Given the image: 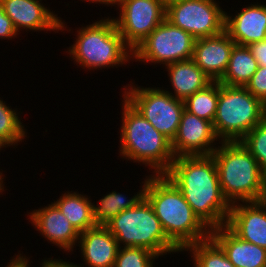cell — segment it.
Listing matches in <instances>:
<instances>
[{
  "label": "cell",
  "instance_id": "obj_1",
  "mask_svg": "<svg viewBox=\"0 0 266 267\" xmlns=\"http://www.w3.org/2000/svg\"><path fill=\"white\" fill-rule=\"evenodd\" d=\"M165 175L210 230L226 225L231 204L222 193L212 155L175 157Z\"/></svg>",
  "mask_w": 266,
  "mask_h": 267
},
{
  "label": "cell",
  "instance_id": "obj_2",
  "mask_svg": "<svg viewBox=\"0 0 266 267\" xmlns=\"http://www.w3.org/2000/svg\"><path fill=\"white\" fill-rule=\"evenodd\" d=\"M144 197L160 220L166 236L183 252L210 237V229L193 212L182 192L165 175L148 178Z\"/></svg>",
  "mask_w": 266,
  "mask_h": 267
},
{
  "label": "cell",
  "instance_id": "obj_3",
  "mask_svg": "<svg viewBox=\"0 0 266 267\" xmlns=\"http://www.w3.org/2000/svg\"><path fill=\"white\" fill-rule=\"evenodd\" d=\"M212 153L222 193L232 205L266 199L265 173L241 141H221Z\"/></svg>",
  "mask_w": 266,
  "mask_h": 267
},
{
  "label": "cell",
  "instance_id": "obj_4",
  "mask_svg": "<svg viewBox=\"0 0 266 267\" xmlns=\"http://www.w3.org/2000/svg\"><path fill=\"white\" fill-rule=\"evenodd\" d=\"M119 155L122 159L149 166L153 175L165 174L175 155L171 141L155 129L124 98L122 100Z\"/></svg>",
  "mask_w": 266,
  "mask_h": 267
},
{
  "label": "cell",
  "instance_id": "obj_5",
  "mask_svg": "<svg viewBox=\"0 0 266 267\" xmlns=\"http://www.w3.org/2000/svg\"><path fill=\"white\" fill-rule=\"evenodd\" d=\"M104 18L79 27L76 41L66 51L82 69L118 68L133 59V50L124 42L113 18Z\"/></svg>",
  "mask_w": 266,
  "mask_h": 267
},
{
  "label": "cell",
  "instance_id": "obj_6",
  "mask_svg": "<svg viewBox=\"0 0 266 267\" xmlns=\"http://www.w3.org/2000/svg\"><path fill=\"white\" fill-rule=\"evenodd\" d=\"M119 247H142L158 256L182 252L167 236L148 200L143 197L105 225ZM123 245V246H121Z\"/></svg>",
  "mask_w": 266,
  "mask_h": 267
},
{
  "label": "cell",
  "instance_id": "obj_7",
  "mask_svg": "<svg viewBox=\"0 0 266 267\" xmlns=\"http://www.w3.org/2000/svg\"><path fill=\"white\" fill-rule=\"evenodd\" d=\"M266 117V105L245 87L220 83L213 127L221 141H240Z\"/></svg>",
  "mask_w": 266,
  "mask_h": 267
},
{
  "label": "cell",
  "instance_id": "obj_8",
  "mask_svg": "<svg viewBox=\"0 0 266 267\" xmlns=\"http://www.w3.org/2000/svg\"><path fill=\"white\" fill-rule=\"evenodd\" d=\"M130 83L132 85L123 86L122 98L172 142L178 131L184 101L176 99L161 87L145 88Z\"/></svg>",
  "mask_w": 266,
  "mask_h": 267
},
{
  "label": "cell",
  "instance_id": "obj_9",
  "mask_svg": "<svg viewBox=\"0 0 266 267\" xmlns=\"http://www.w3.org/2000/svg\"><path fill=\"white\" fill-rule=\"evenodd\" d=\"M195 38L183 29L164 20L134 50L133 60L168 64L192 59Z\"/></svg>",
  "mask_w": 266,
  "mask_h": 267
},
{
  "label": "cell",
  "instance_id": "obj_10",
  "mask_svg": "<svg viewBox=\"0 0 266 267\" xmlns=\"http://www.w3.org/2000/svg\"><path fill=\"white\" fill-rule=\"evenodd\" d=\"M216 0H172L165 19L195 39L216 36L225 30V11Z\"/></svg>",
  "mask_w": 266,
  "mask_h": 267
},
{
  "label": "cell",
  "instance_id": "obj_11",
  "mask_svg": "<svg viewBox=\"0 0 266 267\" xmlns=\"http://www.w3.org/2000/svg\"><path fill=\"white\" fill-rule=\"evenodd\" d=\"M119 17H113L124 42L134 50L165 20V0H116Z\"/></svg>",
  "mask_w": 266,
  "mask_h": 267
},
{
  "label": "cell",
  "instance_id": "obj_12",
  "mask_svg": "<svg viewBox=\"0 0 266 267\" xmlns=\"http://www.w3.org/2000/svg\"><path fill=\"white\" fill-rule=\"evenodd\" d=\"M213 123L186 111L182 112L177 134L171 142L175 157L212 155L217 148Z\"/></svg>",
  "mask_w": 266,
  "mask_h": 267
},
{
  "label": "cell",
  "instance_id": "obj_13",
  "mask_svg": "<svg viewBox=\"0 0 266 267\" xmlns=\"http://www.w3.org/2000/svg\"><path fill=\"white\" fill-rule=\"evenodd\" d=\"M5 14L12 20L17 32L27 31H64L67 26L55 14V11L47 9L42 0H0ZM66 26V27H65ZM29 29V30H28Z\"/></svg>",
  "mask_w": 266,
  "mask_h": 267
},
{
  "label": "cell",
  "instance_id": "obj_14",
  "mask_svg": "<svg viewBox=\"0 0 266 267\" xmlns=\"http://www.w3.org/2000/svg\"><path fill=\"white\" fill-rule=\"evenodd\" d=\"M226 226L242 240L266 249V199L232 204Z\"/></svg>",
  "mask_w": 266,
  "mask_h": 267
},
{
  "label": "cell",
  "instance_id": "obj_15",
  "mask_svg": "<svg viewBox=\"0 0 266 267\" xmlns=\"http://www.w3.org/2000/svg\"><path fill=\"white\" fill-rule=\"evenodd\" d=\"M47 205L29 212V221L50 244L58 246L64 252L73 251L80 233L53 202Z\"/></svg>",
  "mask_w": 266,
  "mask_h": 267
},
{
  "label": "cell",
  "instance_id": "obj_16",
  "mask_svg": "<svg viewBox=\"0 0 266 267\" xmlns=\"http://www.w3.org/2000/svg\"><path fill=\"white\" fill-rule=\"evenodd\" d=\"M235 42L222 33L195 40L192 60L212 80L219 81L227 70Z\"/></svg>",
  "mask_w": 266,
  "mask_h": 267
},
{
  "label": "cell",
  "instance_id": "obj_17",
  "mask_svg": "<svg viewBox=\"0 0 266 267\" xmlns=\"http://www.w3.org/2000/svg\"><path fill=\"white\" fill-rule=\"evenodd\" d=\"M225 31L235 44L249 46L266 39V4H250L235 16L225 12Z\"/></svg>",
  "mask_w": 266,
  "mask_h": 267
},
{
  "label": "cell",
  "instance_id": "obj_18",
  "mask_svg": "<svg viewBox=\"0 0 266 267\" xmlns=\"http://www.w3.org/2000/svg\"><path fill=\"white\" fill-rule=\"evenodd\" d=\"M78 246L84 264H79L77 267H84V265L88 267H114L120 248L116 238L108 228L101 225H96L81 232Z\"/></svg>",
  "mask_w": 266,
  "mask_h": 267
},
{
  "label": "cell",
  "instance_id": "obj_19",
  "mask_svg": "<svg viewBox=\"0 0 266 267\" xmlns=\"http://www.w3.org/2000/svg\"><path fill=\"white\" fill-rule=\"evenodd\" d=\"M210 237L235 267H266V249L242 240L226 225L211 229Z\"/></svg>",
  "mask_w": 266,
  "mask_h": 267
},
{
  "label": "cell",
  "instance_id": "obj_20",
  "mask_svg": "<svg viewBox=\"0 0 266 267\" xmlns=\"http://www.w3.org/2000/svg\"><path fill=\"white\" fill-rule=\"evenodd\" d=\"M165 69L174 91L167 92L183 101L213 82L192 59L168 64Z\"/></svg>",
  "mask_w": 266,
  "mask_h": 267
},
{
  "label": "cell",
  "instance_id": "obj_21",
  "mask_svg": "<svg viewBox=\"0 0 266 267\" xmlns=\"http://www.w3.org/2000/svg\"><path fill=\"white\" fill-rule=\"evenodd\" d=\"M53 203L79 233L96 226L93 222V203L86 194L67 191Z\"/></svg>",
  "mask_w": 266,
  "mask_h": 267
},
{
  "label": "cell",
  "instance_id": "obj_22",
  "mask_svg": "<svg viewBox=\"0 0 266 267\" xmlns=\"http://www.w3.org/2000/svg\"><path fill=\"white\" fill-rule=\"evenodd\" d=\"M258 63L248 46L235 44L223 77L218 81L226 86L245 87L254 73Z\"/></svg>",
  "mask_w": 266,
  "mask_h": 267
},
{
  "label": "cell",
  "instance_id": "obj_23",
  "mask_svg": "<svg viewBox=\"0 0 266 267\" xmlns=\"http://www.w3.org/2000/svg\"><path fill=\"white\" fill-rule=\"evenodd\" d=\"M150 176H145L141 190L131 198L126 197L125 194L112 191L104 195L97 205L93 203L92 212L95 225L105 226L122 211L133 208L144 197L145 187Z\"/></svg>",
  "mask_w": 266,
  "mask_h": 267
},
{
  "label": "cell",
  "instance_id": "obj_24",
  "mask_svg": "<svg viewBox=\"0 0 266 267\" xmlns=\"http://www.w3.org/2000/svg\"><path fill=\"white\" fill-rule=\"evenodd\" d=\"M220 83L213 81L184 100V109L199 118L213 123L219 98Z\"/></svg>",
  "mask_w": 266,
  "mask_h": 267
},
{
  "label": "cell",
  "instance_id": "obj_25",
  "mask_svg": "<svg viewBox=\"0 0 266 267\" xmlns=\"http://www.w3.org/2000/svg\"><path fill=\"white\" fill-rule=\"evenodd\" d=\"M184 251L191 252L194 267H235L211 237L189 245Z\"/></svg>",
  "mask_w": 266,
  "mask_h": 267
},
{
  "label": "cell",
  "instance_id": "obj_26",
  "mask_svg": "<svg viewBox=\"0 0 266 267\" xmlns=\"http://www.w3.org/2000/svg\"><path fill=\"white\" fill-rule=\"evenodd\" d=\"M3 99L0 98V141L6 146L15 148L24 138L27 137L25 126L21 122L17 108H10Z\"/></svg>",
  "mask_w": 266,
  "mask_h": 267
},
{
  "label": "cell",
  "instance_id": "obj_27",
  "mask_svg": "<svg viewBox=\"0 0 266 267\" xmlns=\"http://www.w3.org/2000/svg\"><path fill=\"white\" fill-rule=\"evenodd\" d=\"M159 256L142 247H120L114 267H153Z\"/></svg>",
  "mask_w": 266,
  "mask_h": 267
},
{
  "label": "cell",
  "instance_id": "obj_28",
  "mask_svg": "<svg viewBox=\"0 0 266 267\" xmlns=\"http://www.w3.org/2000/svg\"><path fill=\"white\" fill-rule=\"evenodd\" d=\"M241 143L255 157L261 169L266 172V117L241 140Z\"/></svg>",
  "mask_w": 266,
  "mask_h": 267
},
{
  "label": "cell",
  "instance_id": "obj_29",
  "mask_svg": "<svg viewBox=\"0 0 266 267\" xmlns=\"http://www.w3.org/2000/svg\"><path fill=\"white\" fill-rule=\"evenodd\" d=\"M245 88L266 105V67L258 66Z\"/></svg>",
  "mask_w": 266,
  "mask_h": 267
},
{
  "label": "cell",
  "instance_id": "obj_30",
  "mask_svg": "<svg viewBox=\"0 0 266 267\" xmlns=\"http://www.w3.org/2000/svg\"><path fill=\"white\" fill-rule=\"evenodd\" d=\"M19 33L16 31L12 20L5 14L2 2L0 1V39L17 38Z\"/></svg>",
  "mask_w": 266,
  "mask_h": 267
},
{
  "label": "cell",
  "instance_id": "obj_31",
  "mask_svg": "<svg viewBox=\"0 0 266 267\" xmlns=\"http://www.w3.org/2000/svg\"><path fill=\"white\" fill-rule=\"evenodd\" d=\"M248 47L256 59L258 66L266 67V39L251 43Z\"/></svg>",
  "mask_w": 266,
  "mask_h": 267
},
{
  "label": "cell",
  "instance_id": "obj_32",
  "mask_svg": "<svg viewBox=\"0 0 266 267\" xmlns=\"http://www.w3.org/2000/svg\"><path fill=\"white\" fill-rule=\"evenodd\" d=\"M40 267H77V264L69 261L66 262L63 259L48 258L47 260L43 259Z\"/></svg>",
  "mask_w": 266,
  "mask_h": 267
},
{
  "label": "cell",
  "instance_id": "obj_33",
  "mask_svg": "<svg viewBox=\"0 0 266 267\" xmlns=\"http://www.w3.org/2000/svg\"><path fill=\"white\" fill-rule=\"evenodd\" d=\"M10 262H8V265L6 267H30V258L27 256L22 255L18 252V254H15ZM27 257V258H26Z\"/></svg>",
  "mask_w": 266,
  "mask_h": 267
},
{
  "label": "cell",
  "instance_id": "obj_34",
  "mask_svg": "<svg viewBox=\"0 0 266 267\" xmlns=\"http://www.w3.org/2000/svg\"><path fill=\"white\" fill-rule=\"evenodd\" d=\"M83 2V0H81ZM85 2L88 1L90 3H95V4H104V5H107V6H116L115 3H116V0H84Z\"/></svg>",
  "mask_w": 266,
  "mask_h": 267
},
{
  "label": "cell",
  "instance_id": "obj_35",
  "mask_svg": "<svg viewBox=\"0 0 266 267\" xmlns=\"http://www.w3.org/2000/svg\"><path fill=\"white\" fill-rule=\"evenodd\" d=\"M4 174L2 173V172H0V194H2L3 193V191H4V185L5 184H3V182H4V176H3ZM3 177V178H2Z\"/></svg>",
  "mask_w": 266,
  "mask_h": 267
},
{
  "label": "cell",
  "instance_id": "obj_36",
  "mask_svg": "<svg viewBox=\"0 0 266 267\" xmlns=\"http://www.w3.org/2000/svg\"><path fill=\"white\" fill-rule=\"evenodd\" d=\"M3 148L5 149L6 146L0 141V150H3Z\"/></svg>",
  "mask_w": 266,
  "mask_h": 267
}]
</instances>
